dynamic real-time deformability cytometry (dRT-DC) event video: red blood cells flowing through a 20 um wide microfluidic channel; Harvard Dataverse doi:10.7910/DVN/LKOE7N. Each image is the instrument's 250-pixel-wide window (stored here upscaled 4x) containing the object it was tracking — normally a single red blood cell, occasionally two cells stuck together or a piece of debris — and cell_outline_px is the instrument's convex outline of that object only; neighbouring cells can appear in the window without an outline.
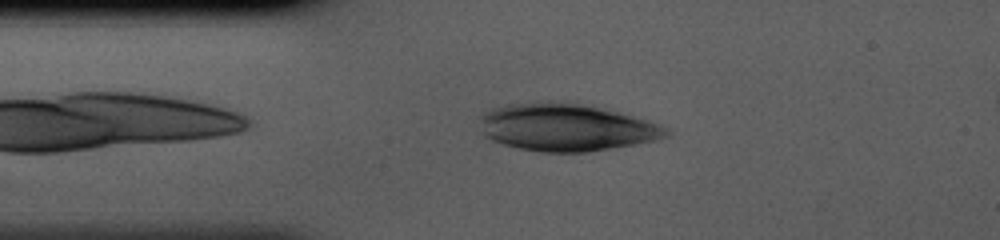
{"species": "human", "species_latin": "Homo sapiens", "temperature_condition": "cold", "stored_images_in_passage": 35, "camera_frame_rate_fps": 3000, "um_per_image_px": 0.085, "donor": {"sex": "male"}, "frame": {"image": 1, "passage_image": 2, "time_ms": 0.333, "image_size_px": [1000, 240], "cell_outline_px": [[668, 136], [652, 140], [612, 148], [588, 152], [540, 152], [516, 148], [492, 140], [484, 136], [480, 120], [480, 116], [484, 112], [492, 108], [504, 104], [532, 100], [548, 100], [580, 104], [616, 112], [648, 120], [660, 124], [668, 128]], "centroid_in_image_um": [48.05, 10.81], "position_along_channel_um": 37.0, "area_um2": 51.56}}
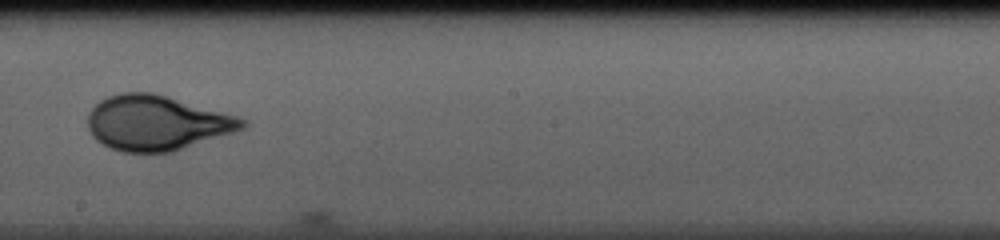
{"frame": {"image": 2, "passage_image": 17, "time_ms": 5.333, "image_size_px": [1000, 240], "cell_outline_px": [[248, 124], [244, 128], [172, 152], [120, 152], [108, 148], [96, 140], [92, 136], [88, 128], [88, 112], [100, 100], [108, 96], [120, 92], [152, 92], [168, 96], [236, 116], [248, 120]], "centroid_in_image_um": [13.27, 10.44], "position_along_channel_um": 234.9, "area_um2": 49.42}}
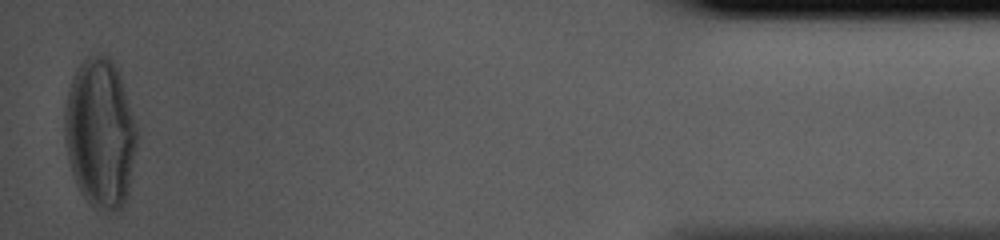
{"frame": {"image": 3, "passage_image": 35, "time_ms": 11.333, "image_size_px": [1000, 240], "cell_outline_px": [[140, 136], [128, 192], [124, 204], [116, 212], [92, 208], [88, 204], [80, 192], [76, 184], [68, 160], [64, 136], [64, 108], [72, 76], [76, 68], [88, 56], [100, 52], [104, 52], [112, 60], [120, 72], [140, 128]], "centroid_in_image_um": [8.56, 11.3], "position_along_channel_um": 426.6, "area_um2": 64.97}}